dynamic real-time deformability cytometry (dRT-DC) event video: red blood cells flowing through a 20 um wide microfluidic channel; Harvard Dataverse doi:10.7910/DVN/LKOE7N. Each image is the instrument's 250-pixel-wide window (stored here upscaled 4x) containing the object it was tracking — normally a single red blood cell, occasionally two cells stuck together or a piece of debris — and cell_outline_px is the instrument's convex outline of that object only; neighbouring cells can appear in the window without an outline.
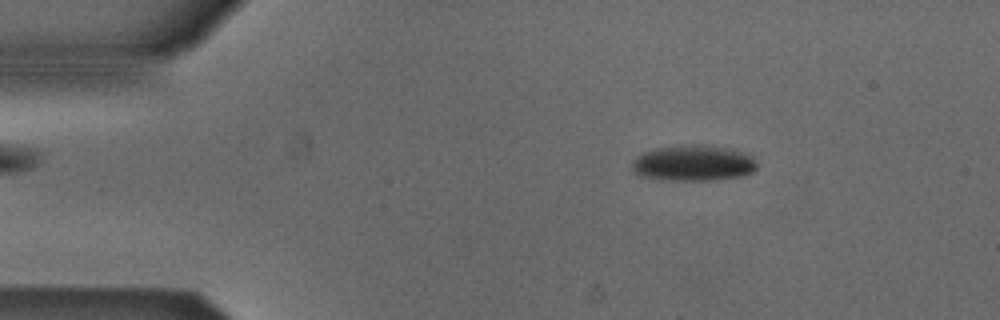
{"species": "Egyptian fruit bat (a non-hibernating species)", "species_latin": "Rousettus aegyptiacus", "temperature_condition": "cold", "stored_images_in_passage": 52, "camera_frame_rate_fps": 3000, "um_per_image_px": 0.085, "animal": {"sex": "male"}, "frame": {"image": 1, "passage_image": 8, "time_ms": 2.333, "image_size_px": [1000, 320], "cell_outline_px": [[756, 168], [752, 172], [744, 176], [712, 180], [660, 180], [640, 176], [632, 172], [632, 160], [648, 152], [660, 148], [688, 144], [696, 144], [736, 148], [752, 156], [756, 164]], "centroid_in_image_um": [58.97, 13.87], "position_along_channel_um": 26.0, "area_um2": 26.24}}
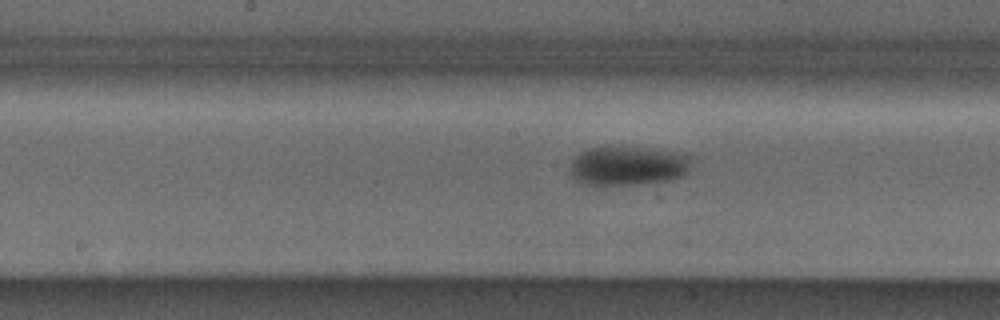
{"frame": {"image": 2, "passage_image": 26, "time_ms": 8.333, "image_size_px": [1000, 320], "cell_outline_px": [[696, 156], [684, 176], [672, 180], [636, 184], [580, 184], [568, 172], [572, 160], [580, 152], [588, 148], [644, 148], [672, 152]], "centroid_in_image_um": [53.4, 14.11], "position_along_channel_um": 194.8, "area_um2": 27.63}}
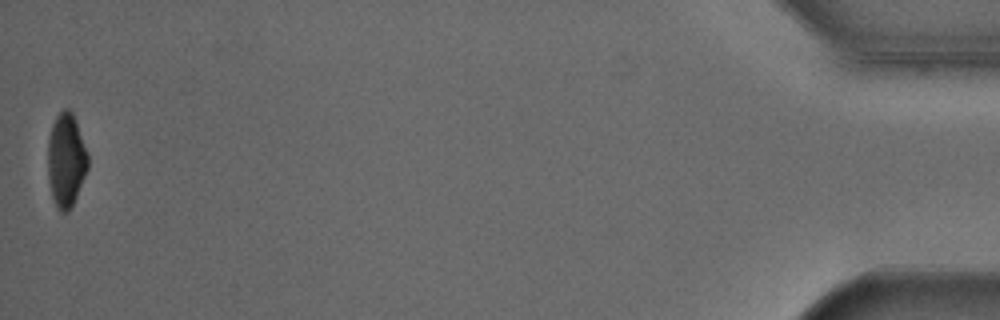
{"frame": {"image": 3, "passage_image": 52, "time_ms": 17.0, "image_size_px": [1000, 320], "cell_outline_px": [[88, 168], [76, 196], [68, 212], [60, 212], [56, 208], [52, 196], [48, 180], [48, 140], [52, 124], [56, 116], [64, 108], [68, 108], [72, 112], [88, 152]], "centroid_in_image_um": [5.61, 13.61], "position_along_channel_um": 429.6, "area_um2": 21.85}, "authors_computed_cell_mechanics": {"area_um2": 26.1834, "velocity_mm_per_s": 3.8799, "shape_relaxation_time_tau1_ms": 6.7538, "shape_relaxation_time_tau2_ms": null, "deformation_change_tau1": 0.1385, "deformation_change_tau2": null}}